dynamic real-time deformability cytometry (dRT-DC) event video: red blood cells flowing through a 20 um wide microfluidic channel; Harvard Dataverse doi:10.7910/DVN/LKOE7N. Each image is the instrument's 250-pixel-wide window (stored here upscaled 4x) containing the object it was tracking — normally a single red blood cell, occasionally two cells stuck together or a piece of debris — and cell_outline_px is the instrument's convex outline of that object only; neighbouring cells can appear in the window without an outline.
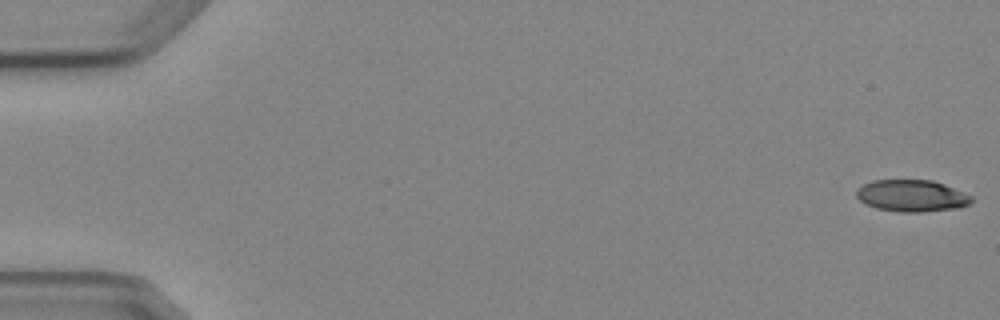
{"species": "Egyptian fruit bat (a non-hibernating species)", "species_latin": "Rousettus aegyptiacus", "temperature_condition": "cold", "stored_images_in_passage": 3, "camera_frame_rate_fps": 3000, "um_per_image_px": 0.085, "animal": {"sex": "female"}, "frame": {"image": 1, "passage_image": 1, "time_ms": 0.0, "image_size_px": [1000, 320], "cell_outline_px": [[972, 204], [960, 208], [920, 212], [900, 212], [876, 208], [864, 204], [856, 196], [856, 188], [872, 180], [932, 180], [944, 184], [972, 196]], "centroid_in_image_um": [77.49, 16.64], "position_along_channel_um": 7.5, "area_um2": 21.5}}